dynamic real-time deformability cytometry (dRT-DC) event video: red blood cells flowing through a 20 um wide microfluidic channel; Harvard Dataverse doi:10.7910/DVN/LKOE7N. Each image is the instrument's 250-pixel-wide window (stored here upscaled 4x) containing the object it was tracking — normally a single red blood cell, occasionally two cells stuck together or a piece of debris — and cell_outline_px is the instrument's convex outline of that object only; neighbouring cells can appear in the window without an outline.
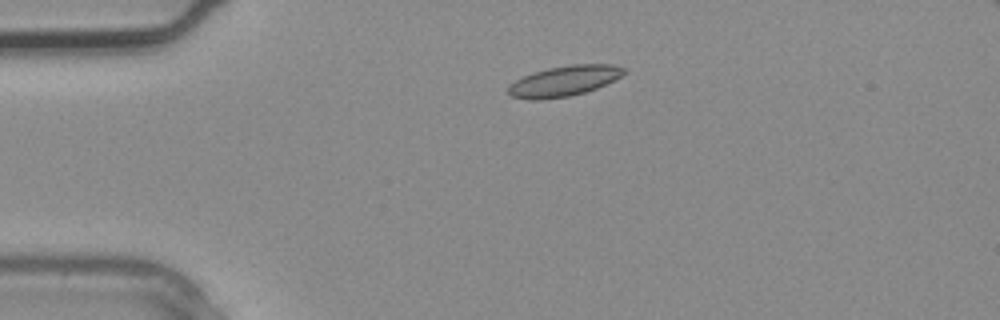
{"species": "common noctule bat (a hibernating species)", "species_latin": "Nyctalus noctula", "temperature_condition": "warm", "stored_images_in_passage": 3, "camera_frame_rate_fps": 3000, "um_per_image_px": 0.085, "animal": {"sex": "male", "body_mass_g": 20.4}, "frame": {"image": 1, "passage_image": 2, "time_ms": 0.333, "image_size_px": [1000, 320], "cell_outline_px": [[628, 72], [596, 88], [584, 92], [568, 96], [540, 100], [528, 100], [508, 96], [508, 84], [524, 76], [548, 68], [572, 64], [612, 64], [628, 68]], "centroid_in_image_um": [47.93, 6.88], "position_along_channel_um": 37.1, "area_um2": 20.52}}